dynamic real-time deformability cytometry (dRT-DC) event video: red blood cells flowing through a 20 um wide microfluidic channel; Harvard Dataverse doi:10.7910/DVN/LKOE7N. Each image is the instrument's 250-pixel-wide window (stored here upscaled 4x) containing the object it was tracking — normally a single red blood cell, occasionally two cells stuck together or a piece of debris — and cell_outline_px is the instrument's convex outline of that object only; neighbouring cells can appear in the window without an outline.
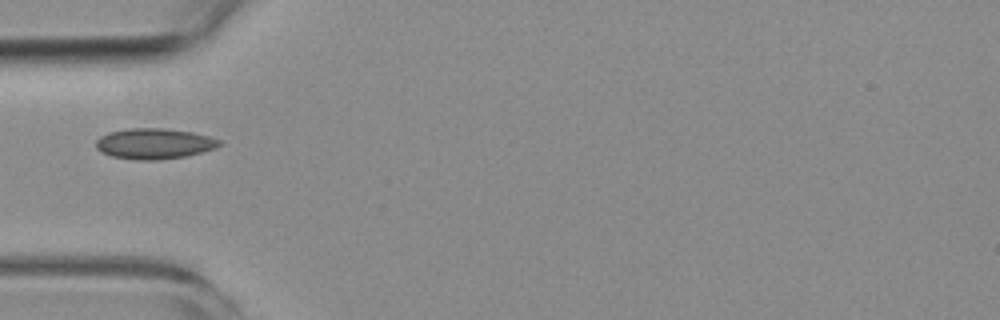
{"species": "common noctule bat (a hibernating species)", "species_latin": "Nyctalus noctula", "temperature_condition": "room temperature", "stored_images_in_passage": 1, "camera_frame_rate_fps": 3000, "um_per_image_px": 0.085, "animal": {"sex": "female", "body_mass_g": 19.3, "forearm_length_mm": 54.1}, "frame": {"image": 1, "passage_image": 1, "time_ms": 0.0, "image_size_px": [1000, 320], "cell_outline_px": [[220, 144], [216, 148], [184, 156], [156, 160], [136, 160], [112, 156], [100, 152], [96, 148], [96, 140], [100, 136], [108, 132], [128, 128], [164, 128], [192, 132], [208, 136], [220, 140]], "centroid_in_image_um": [13.06, 12.2], "position_along_channel_um": 71.9, "area_um2": 21.96}}